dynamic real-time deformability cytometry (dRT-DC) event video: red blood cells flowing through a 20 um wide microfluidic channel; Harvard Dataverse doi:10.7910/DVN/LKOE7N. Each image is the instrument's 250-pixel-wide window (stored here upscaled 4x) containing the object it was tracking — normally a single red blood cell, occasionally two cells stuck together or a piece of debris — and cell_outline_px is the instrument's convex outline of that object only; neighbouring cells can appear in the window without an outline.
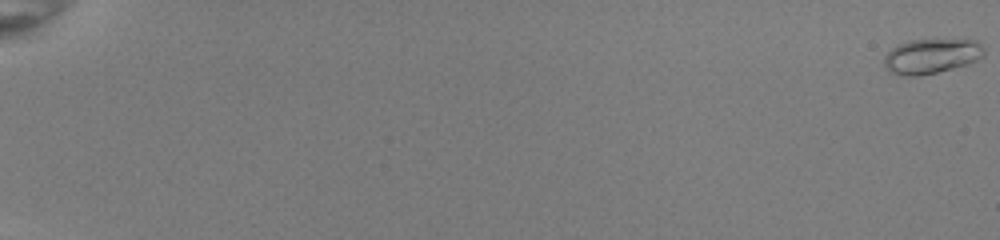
{"species": "common noctule bat (a hibernating species)", "species_latin": "Nyctalus noctula", "temperature_condition": "room temperature", "stored_images_in_passage": 54, "camera_frame_rate_fps": 3000, "um_per_image_px": 0.085, "animal": {"sex": "female", "body_mass_g": 22.0, "forearm_length_mm": 56.7}, "frame": {"image": 1, "passage_image": 1, "time_ms": 0.0, "image_size_px": [1000, 240], "cell_outline_px": [[984, 56], [968, 64], [920, 76], [900, 76], [888, 72], [884, 64], [884, 56], [892, 48], [908, 40], [976, 40], [984, 48]], "centroid_in_image_um": [79.14, 4.79], "position_along_channel_um": 5.9, "area_um2": 20.29}}
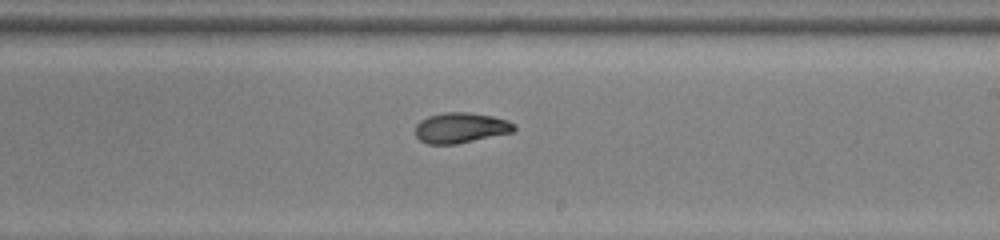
{"frame": {"image": 2, "passage_image": 36, "time_ms": 11.667, "image_size_px": [1000, 240], "cell_outline_px": [[516, 128], [512, 132], [456, 144], [428, 144], [420, 140], [416, 136], [416, 124], [420, 120], [428, 116], [444, 112], [468, 112], [492, 116], [508, 120], [516, 124]], "centroid_in_image_um": [39.16, 10.85], "position_along_channel_um": 249.8, "area_um2": 17.51}}
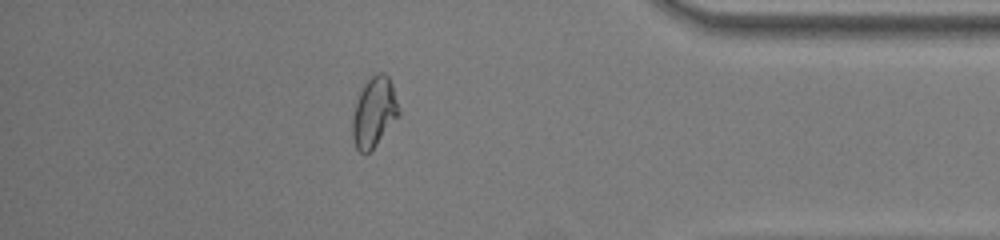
{"frame": {"image": 3, "passage_image": 49, "time_ms": 16.0, "image_size_px": [1000, 240], "cell_outline_px": [[400, 116], [376, 144], [368, 152], [360, 152], [356, 148], [352, 136], [352, 116], [356, 100], [360, 88], [376, 72], [384, 72], [388, 76], [392, 84], [400, 112]], "centroid_in_image_um": [31.79, 9.5], "position_along_channel_um": 403.4, "area_um2": 18.96}, "authors_computed_cell_mechanics": {"area_um2": 17.918, "velocity_mm_per_s": 4.0194, "shape_relaxation_time_tau1_ms": 10.0937, "shape_relaxation_time_tau2_ms": 1.4826, "deformation_change_tau1": 0.2234, "deformation_change_tau2": 0.0617}}